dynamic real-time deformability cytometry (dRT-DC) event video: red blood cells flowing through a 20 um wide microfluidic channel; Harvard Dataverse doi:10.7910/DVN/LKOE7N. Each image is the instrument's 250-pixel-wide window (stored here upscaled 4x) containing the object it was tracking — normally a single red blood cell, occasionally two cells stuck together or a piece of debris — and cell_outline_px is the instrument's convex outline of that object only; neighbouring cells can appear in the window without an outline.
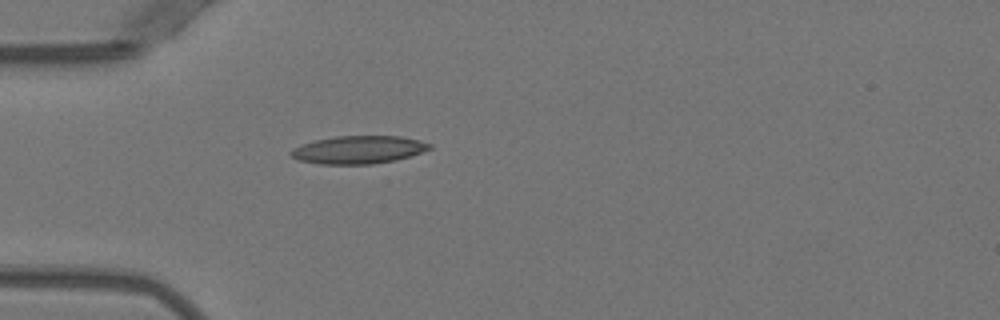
{"species": "Egyptian fruit bat (a non-hibernating species)", "species_latin": "Rousettus aegyptiacus", "temperature_condition": "warm", "stored_images_in_passage": 37, "camera_frame_rate_fps": 3000, "um_per_image_px": 0.085, "animal": {"sex": "female"}, "frame": {"image": 1, "passage_image": 1, "time_ms": 0.0, "image_size_px": [1000, 320], "cell_outline_px": [[432, 148], [396, 160], [372, 164], [320, 164], [296, 160], [288, 152], [292, 148], [300, 144], [316, 140], [336, 136], [400, 136], [420, 140], [432, 144]], "centroid_in_image_um": [30.43, 12.73], "position_along_channel_um": 54.6, "area_um2": 22.6}}
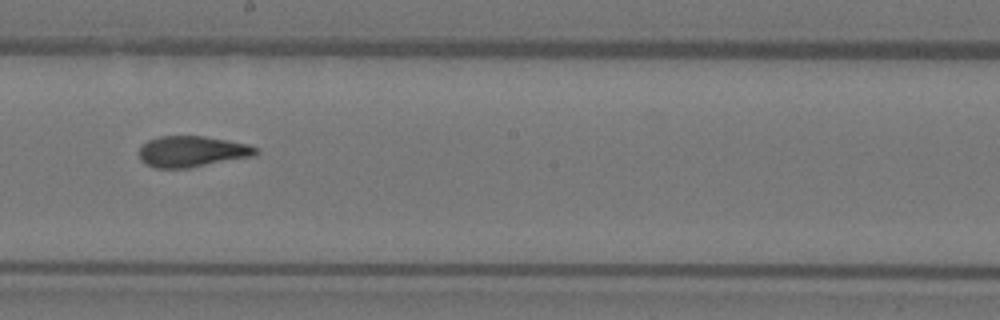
{"frame": {"image": 2, "passage_image": 15, "time_ms": 4.667, "image_size_px": [1000, 320], "cell_outline_px": [[260, 152], [256, 156], [188, 168], [156, 168], [140, 160], [140, 148], [148, 140], [160, 136], [204, 136], [248, 144], [260, 148]], "centroid_in_image_um": [16.39, 12.88], "position_along_channel_um": 231.8, "area_um2": 21.15}}
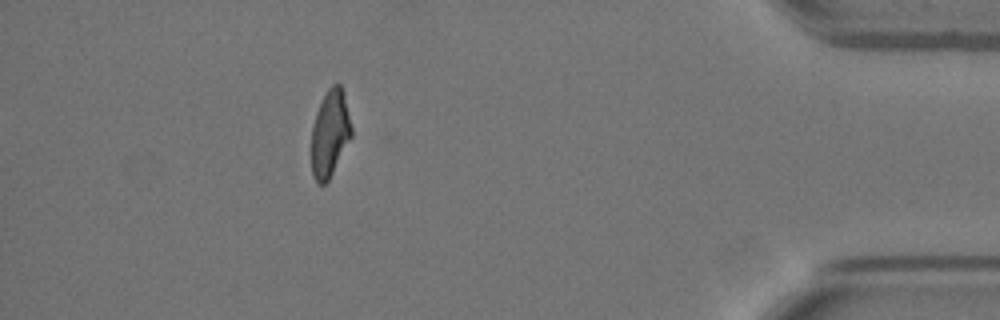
{"frame": {"image": 3, "passage_image": 32, "time_ms": 10.333, "image_size_px": [1000, 320], "cell_outline_px": [[352, 136], [328, 180], [324, 184], [320, 184], [312, 176], [312, 124], [316, 112], [328, 88], [332, 84], [340, 84], [344, 92], [352, 128]], "centroid_in_image_um": [28.05, 11.32], "position_along_channel_um": 407.1, "area_um2": 20.06}, "authors_computed_cell_mechanics": {"area_um2": 21.1548, "velocity_mm_per_s": 3.9629, "shape_relaxation_time_tau1_ms": 9.6593, "shape_relaxation_time_tau2_ms": 1.5077, "deformation_change_tau1": 0.3154, "deformation_change_tau2": 0.0951}}